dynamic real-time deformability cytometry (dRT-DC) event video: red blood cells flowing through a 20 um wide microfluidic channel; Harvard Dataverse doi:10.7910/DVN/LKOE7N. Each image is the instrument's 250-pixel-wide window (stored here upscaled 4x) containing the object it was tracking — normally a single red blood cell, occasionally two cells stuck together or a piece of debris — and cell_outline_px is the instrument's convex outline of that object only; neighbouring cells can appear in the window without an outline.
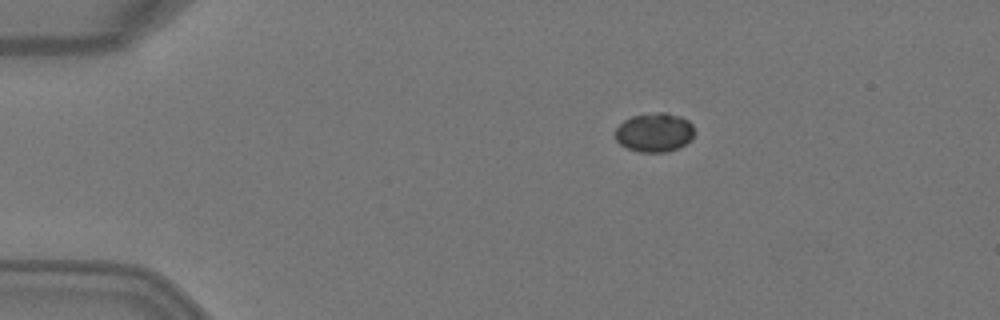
{"species": "Egyptian fruit bat (a non-hibernating species)", "species_latin": "Rousettus aegyptiacus", "temperature_condition": "warm", "stored_images_in_passage": 3, "camera_frame_rate_fps": 3000, "um_per_image_px": 0.085, "animal": {"sex": "female"}, "frame": {"image": 1, "passage_image": 1, "time_ms": 0.0, "image_size_px": [1000, 320], "cell_outline_px": [[692, 136], [684, 144], [668, 152], [636, 152], [620, 144], [616, 140], [616, 128], [624, 120], [632, 116], [660, 112], [664, 112], [680, 116], [688, 120], [692, 124]], "centroid_in_image_um": [55.59, 11.26], "position_along_channel_um": 29.4, "area_um2": 17.74}}
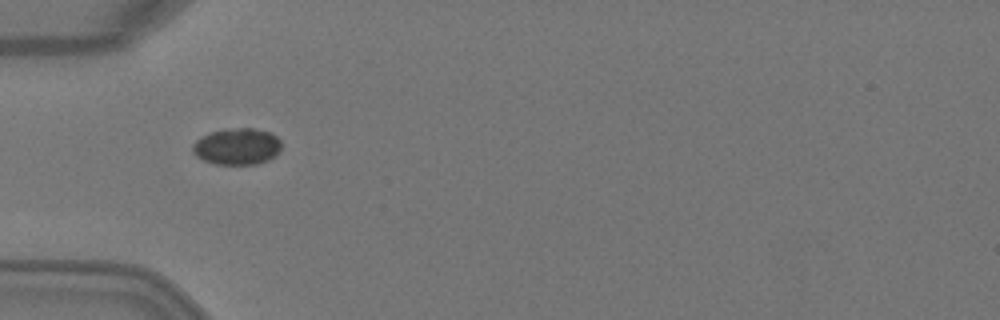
{"frame": {"image": 2, "passage_image": 3, "time_ms": 0.667, "image_size_px": [1000, 320], "cell_outline_px": [[280, 152], [276, 156], [268, 160], [256, 164], [216, 164], [204, 160], [196, 156], [192, 152], [192, 144], [196, 140], [212, 132], [240, 128], [252, 128], [268, 132], [276, 136], [280, 140]], "centroid_in_image_um": [20.16, 12.47], "position_along_channel_um": 64.8, "area_um2": 18.67}}